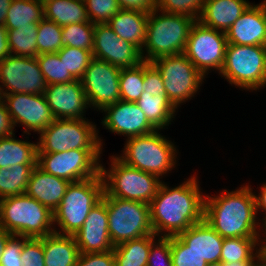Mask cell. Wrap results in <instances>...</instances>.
Segmentation results:
<instances>
[{
  "instance_id": "32",
  "label": "cell",
  "mask_w": 266,
  "mask_h": 266,
  "mask_svg": "<svg viewBox=\"0 0 266 266\" xmlns=\"http://www.w3.org/2000/svg\"><path fill=\"white\" fill-rule=\"evenodd\" d=\"M36 165H14L0 168V199L25 194L30 175Z\"/></svg>"
},
{
  "instance_id": "5",
  "label": "cell",
  "mask_w": 266,
  "mask_h": 266,
  "mask_svg": "<svg viewBox=\"0 0 266 266\" xmlns=\"http://www.w3.org/2000/svg\"><path fill=\"white\" fill-rule=\"evenodd\" d=\"M104 181L101 173L87 180L70 183L62 201L53 212L59 235L74 236L83 226L90 210L102 200Z\"/></svg>"
},
{
  "instance_id": "1",
  "label": "cell",
  "mask_w": 266,
  "mask_h": 266,
  "mask_svg": "<svg viewBox=\"0 0 266 266\" xmlns=\"http://www.w3.org/2000/svg\"><path fill=\"white\" fill-rule=\"evenodd\" d=\"M198 185L196 176L175 188L161 182L149 204L150 221L157 237L163 233V237L178 236L204 220L205 196Z\"/></svg>"
},
{
  "instance_id": "48",
  "label": "cell",
  "mask_w": 266,
  "mask_h": 266,
  "mask_svg": "<svg viewBox=\"0 0 266 266\" xmlns=\"http://www.w3.org/2000/svg\"><path fill=\"white\" fill-rule=\"evenodd\" d=\"M14 124L3 100L0 101V138L14 135Z\"/></svg>"
},
{
  "instance_id": "25",
  "label": "cell",
  "mask_w": 266,
  "mask_h": 266,
  "mask_svg": "<svg viewBox=\"0 0 266 266\" xmlns=\"http://www.w3.org/2000/svg\"><path fill=\"white\" fill-rule=\"evenodd\" d=\"M250 5L246 0H206L198 21L226 32Z\"/></svg>"
},
{
  "instance_id": "58",
  "label": "cell",
  "mask_w": 266,
  "mask_h": 266,
  "mask_svg": "<svg viewBox=\"0 0 266 266\" xmlns=\"http://www.w3.org/2000/svg\"><path fill=\"white\" fill-rule=\"evenodd\" d=\"M264 48L266 49V37H265V40H264Z\"/></svg>"
},
{
  "instance_id": "7",
  "label": "cell",
  "mask_w": 266,
  "mask_h": 266,
  "mask_svg": "<svg viewBox=\"0 0 266 266\" xmlns=\"http://www.w3.org/2000/svg\"><path fill=\"white\" fill-rule=\"evenodd\" d=\"M111 157V169L101 165L103 195L150 204L162 182L160 178L123 163L117 156Z\"/></svg>"
},
{
  "instance_id": "43",
  "label": "cell",
  "mask_w": 266,
  "mask_h": 266,
  "mask_svg": "<svg viewBox=\"0 0 266 266\" xmlns=\"http://www.w3.org/2000/svg\"><path fill=\"white\" fill-rule=\"evenodd\" d=\"M22 266H45L43 237L28 238L21 249Z\"/></svg>"
},
{
  "instance_id": "56",
  "label": "cell",
  "mask_w": 266,
  "mask_h": 266,
  "mask_svg": "<svg viewBox=\"0 0 266 266\" xmlns=\"http://www.w3.org/2000/svg\"><path fill=\"white\" fill-rule=\"evenodd\" d=\"M254 266H266V260H257Z\"/></svg>"
},
{
  "instance_id": "15",
  "label": "cell",
  "mask_w": 266,
  "mask_h": 266,
  "mask_svg": "<svg viewBox=\"0 0 266 266\" xmlns=\"http://www.w3.org/2000/svg\"><path fill=\"white\" fill-rule=\"evenodd\" d=\"M121 69L112 64L93 58L81 79L83 90L89 103L98 110L115 104L121 100L120 77Z\"/></svg>"
},
{
  "instance_id": "41",
  "label": "cell",
  "mask_w": 266,
  "mask_h": 266,
  "mask_svg": "<svg viewBox=\"0 0 266 266\" xmlns=\"http://www.w3.org/2000/svg\"><path fill=\"white\" fill-rule=\"evenodd\" d=\"M89 21L92 24L107 23L120 7L117 0H84Z\"/></svg>"
},
{
  "instance_id": "40",
  "label": "cell",
  "mask_w": 266,
  "mask_h": 266,
  "mask_svg": "<svg viewBox=\"0 0 266 266\" xmlns=\"http://www.w3.org/2000/svg\"><path fill=\"white\" fill-rule=\"evenodd\" d=\"M206 0H157V10L189 16L198 21Z\"/></svg>"
},
{
  "instance_id": "16",
  "label": "cell",
  "mask_w": 266,
  "mask_h": 266,
  "mask_svg": "<svg viewBox=\"0 0 266 266\" xmlns=\"http://www.w3.org/2000/svg\"><path fill=\"white\" fill-rule=\"evenodd\" d=\"M144 92L136 102L148 121L161 130L171 124L176 108L169 101L159 71L148 61H144Z\"/></svg>"
},
{
  "instance_id": "6",
  "label": "cell",
  "mask_w": 266,
  "mask_h": 266,
  "mask_svg": "<svg viewBox=\"0 0 266 266\" xmlns=\"http://www.w3.org/2000/svg\"><path fill=\"white\" fill-rule=\"evenodd\" d=\"M158 131L129 137L123 155L118 158L123 163L153 174L158 178L167 174L176 165L177 151L175 145Z\"/></svg>"
},
{
  "instance_id": "52",
  "label": "cell",
  "mask_w": 266,
  "mask_h": 266,
  "mask_svg": "<svg viewBox=\"0 0 266 266\" xmlns=\"http://www.w3.org/2000/svg\"><path fill=\"white\" fill-rule=\"evenodd\" d=\"M13 235L5 230L1 225H0V256L1 252L5 249L6 244L8 240L12 237Z\"/></svg>"
},
{
  "instance_id": "26",
  "label": "cell",
  "mask_w": 266,
  "mask_h": 266,
  "mask_svg": "<svg viewBox=\"0 0 266 266\" xmlns=\"http://www.w3.org/2000/svg\"><path fill=\"white\" fill-rule=\"evenodd\" d=\"M148 15L149 13L120 9L107 24L117 36L142 50L146 41Z\"/></svg>"
},
{
  "instance_id": "17",
  "label": "cell",
  "mask_w": 266,
  "mask_h": 266,
  "mask_svg": "<svg viewBox=\"0 0 266 266\" xmlns=\"http://www.w3.org/2000/svg\"><path fill=\"white\" fill-rule=\"evenodd\" d=\"M2 100L14 126H25L24 133L31 129L40 134L55 120L43 94L12 93L3 95Z\"/></svg>"
},
{
  "instance_id": "42",
  "label": "cell",
  "mask_w": 266,
  "mask_h": 266,
  "mask_svg": "<svg viewBox=\"0 0 266 266\" xmlns=\"http://www.w3.org/2000/svg\"><path fill=\"white\" fill-rule=\"evenodd\" d=\"M171 257L173 266H207L208 264L178 236L171 237Z\"/></svg>"
},
{
  "instance_id": "22",
  "label": "cell",
  "mask_w": 266,
  "mask_h": 266,
  "mask_svg": "<svg viewBox=\"0 0 266 266\" xmlns=\"http://www.w3.org/2000/svg\"><path fill=\"white\" fill-rule=\"evenodd\" d=\"M225 33L228 44L263 46L266 37V2L250 5Z\"/></svg>"
},
{
  "instance_id": "27",
  "label": "cell",
  "mask_w": 266,
  "mask_h": 266,
  "mask_svg": "<svg viewBox=\"0 0 266 266\" xmlns=\"http://www.w3.org/2000/svg\"><path fill=\"white\" fill-rule=\"evenodd\" d=\"M45 266H76L80 255L74 236L53 233L43 237Z\"/></svg>"
},
{
  "instance_id": "33",
  "label": "cell",
  "mask_w": 266,
  "mask_h": 266,
  "mask_svg": "<svg viewBox=\"0 0 266 266\" xmlns=\"http://www.w3.org/2000/svg\"><path fill=\"white\" fill-rule=\"evenodd\" d=\"M258 242V238H224L220 261L223 263H231L260 260L256 248ZM254 249L256 251L255 254Z\"/></svg>"
},
{
  "instance_id": "20",
  "label": "cell",
  "mask_w": 266,
  "mask_h": 266,
  "mask_svg": "<svg viewBox=\"0 0 266 266\" xmlns=\"http://www.w3.org/2000/svg\"><path fill=\"white\" fill-rule=\"evenodd\" d=\"M43 95L55 119H84L89 103L81 80L47 85Z\"/></svg>"
},
{
  "instance_id": "34",
  "label": "cell",
  "mask_w": 266,
  "mask_h": 266,
  "mask_svg": "<svg viewBox=\"0 0 266 266\" xmlns=\"http://www.w3.org/2000/svg\"><path fill=\"white\" fill-rule=\"evenodd\" d=\"M38 23L17 29H8V43L14 56L37 57Z\"/></svg>"
},
{
  "instance_id": "46",
  "label": "cell",
  "mask_w": 266,
  "mask_h": 266,
  "mask_svg": "<svg viewBox=\"0 0 266 266\" xmlns=\"http://www.w3.org/2000/svg\"><path fill=\"white\" fill-rule=\"evenodd\" d=\"M76 266H115L113 250L103 253H80Z\"/></svg>"
},
{
  "instance_id": "54",
  "label": "cell",
  "mask_w": 266,
  "mask_h": 266,
  "mask_svg": "<svg viewBox=\"0 0 266 266\" xmlns=\"http://www.w3.org/2000/svg\"><path fill=\"white\" fill-rule=\"evenodd\" d=\"M255 264H256L255 261H238V262L225 263V266H254Z\"/></svg>"
},
{
  "instance_id": "38",
  "label": "cell",
  "mask_w": 266,
  "mask_h": 266,
  "mask_svg": "<svg viewBox=\"0 0 266 266\" xmlns=\"http://www.w3.org/2000/svg\"><path fill=\"white\" fill-rule=\"evenodd\" d=\"M62 26L43 18L38 23L37 56L42 53H57L61 46Z\"/></svg>"
},
{
  "instance_id": "11",
  "label": "cell",
  "mask_w": 266,
  "mask_h": 266,
  "mask_svg": "<svg viewBox=\"0 0 266 266\" xmlns=\"http://www.w3.org/2000/svg\"><path fill=\"white\" fill-rule=\"evenodd\" d=\"M150 63L161 74L166 95L176 109L197 93L205 77L184 53L161 56Z\"/></svg>"
},
{
  "instance_id": "30",
  "label": "cell",
  "mask_w": 266,
  "mask_h": 266,
  "mask_svg": "<svg viewBox=\"0 0 266 266\" xmlns=\"http://www.w3.org/2000/svg\"><path fill=\"white\" fill-rule=\"evenodd\" d=\"M156 235H146L116 245L113 249L115 266H147L151 244Z\"/></svg>"
},
{
  "instance_id": "24",
  "label": "cell",
  "mask_w": 266,
  "mask_h": 266,
  "mask_svg": "<svg viewBox=\"0 0 266 266\" xmlns=\"http://www.w3.org/2000/svg\"><path fill=\"white\" fill-rule=\"evenodd\" d=\"M178 237L208 264L220 261L224 238L204 220L192 225Z\"/></svg>"
},
{
  "instance_id": "37",
  "label": "cell",
  "mask_w": 266,
  "mask_h": 266,
  "mask_svg": "<svg viewBox=\"0 0 266 266\" xmlns=\"http://www.w3.org/2000/svg\"><path fill=\"white\" fill-rule=\"evenodd\" d=\"M36 59L47 85L70 83L76 80L57 53H42Z\"/></svg>"
},
{
  "instance_id": "28",
  "label": "cell",
  "mask_w": 266,
  "mask_h": 266,
  "mask_svg": "<svg viewBox=\"0 0 266 266\" xmlns=\"http://www.w3.org/2000/svg\"><path fill=\"white\" fill-rule=\"evenodd\" d=\"M13 136L0 138V168H10L18 164L37 165V144L16 140Z\"/></svg>"
},
{
  "instance_id": "4",
  "label": "cell",
  "mask_w": 266,
  "mask_h": 266,
  "mask_svg": "<svg viewBox=\"0 0 266 266\" xmlns=\"http://www.w3.org/2000/svg\"><path fill=\"white\" fill-rule=\"evenodd\" d=\"M157 12L162 13L156 14ZM196 20L181 14L155 10L148 15L146 41L141 50L143 61L184 53L191 27ZM146 50V56H144ZM144 52V53H143Z\"/></svg>"
},
{
  "instance_id": "35",
  "label": "cell",
  "mask_w": 266,
  "mask_h": 266,
  "mask_svg": "<svg viewBox=\"0 0 266 266\" xmlns=\"http://www.w3.org/2000/svg\"><path fill=\"white\" fill-rule=\"evenodd\" d=\"M144 61L131 68H122L120 71L119 85L121 100L137 102L144 92Z\"/></svg>"
},
{
  "instance_id": "31",
  "label": "cell",
  "mask_w": 266,
  "mask_h": 266,
  "mask_svg": "<svg viewBox=\"0 0 266 266\" xmlns=\"http://www.w3.org/2000/svg\"><path fill=\"white\" fill-rule=\"evenodd\" d=\"M44 18V4L36 0H12L7 12L5 27L17 29L30 26V23H39Z\"/></svg>"
},
{
  "instance_id": "12",
  "label": "cell",
  "mask_w": 266,
  "mask_h": 266,
  "mask_svg": "<svg viewBox=\"0 0 266 266\" xmlns=\"http://www.w3.org/2000/svg\"><path fill=\"white\" fill-rule=\"evenodd\" d=\"M102 149H73L65 152L38 154L37 165L45 172L71 183L100 174L98 162Z\"/></svg>"
},
{
  "instance_id": "39",
  "label": "cell",
  "mask_w": 266,
  "mask_h": 266,
  "mask_svg": "<svg viewBox=\"0 0 266 266\" xmlns=\"http://www.w3.org/2000/svg\"><path fill=\"white\" fill-rule=\"evenodd\" d=\"M66 69L76 79L81 80L90 61L93 59L92 50L65 46L57 52Z\"/></svg>"
},
{
  "instance_id": "18",
  "label": "cell",
  "mask_w": 266,
  "mask_h": 266,
  "mask_svg": "<svg viewBox=\"0 0 266 266\" xmlns=\"http://www.w3.org/2000/svg\"><path fill=\"white\" fill-rule=\"evenodd\" d=\"M93 58L113 66L131 68L143 62L141 50L129 41L117 36L107 24H95Z\"/></svg>"
},
{
  "instance_id": "50",
  "label": "cell",
  "mask_w": 266,
  "mask_h": 266,
  "mask_svg": "<svg viewBox=\"0 0 266 266\" xmlns=\"http://www.w3.org/2000/svg\"><path fill=\"white\" fill-rule=\"evenodd\" d=\"M260 193L259 195L256 196V194L254 195L255 197V205H256V211L259 209H262V211H265L266 213V183L262 185V188H260ZM262 220H266V214H265V218Z\"/></svg>"
},
{
  "instance_id": "8",
  "label": "cell",
  "mask_w": 266,
  "mask_h": 266,
  "mask_svg": "<svg viewBox=\"0 0 266 266\" xmlns=\"http://www.w3.org/2000/svg\"><path fill=\"white\" fill-rule=\"evenodd\" d=\"M219 74L231 85L259 90L266 85V49L260 45L227 44Z\"/></svg>"
},
{
  "instance_id": "10",
  "label": "cell",
  "mask_w": 266,
  "mask_h": 266,
  "mask_svg": "<svg viewBox=\"0 0 266 266\" xmlns=\"http://www.w3.org/2000/svg\"><path fill=\"white\" fill-rule=\"evenodd\" d=\"M108 231L111 242H123L154 234L149 204L106 196Z\"/></svg>"
},
{
  "instance_id": "13",
  "label": "cell",
  "mask_w": 266,
  "mask_h": 266,
  "mask_svg": "<svg viewBox=\"0 0 266 266\" xmlns=\"http://www.w3.org/2000/svg\"><path fill=\"white\" fill-rule=\"evenodd\" d=\"M227 44L225 32L195 21L191 27L184 54L204 76L212 68L220 73Z\"/></svg>"
},
{
  "instance_id": "45",
  "label": "cell",
  "mask_w": 266,
  "mask_h": 266,
  "mask_svg": "<svg viewBox=\"0 0 266 266\" xmlns=\"http://www.w3.org/2000/svg\"><path fill=\"white\" fill-rule=\"evenodd\" d=\"M16 237V235H13L1 252L0 266H22L21 249L28 237H19L22 238V241H19V238Z\"/></svg>"
},
{
  "instance_id": "29",
  "label": "cell",
  "mask_w": 266,
  "mask_h": 266,
  "mask_svg": "<svg viewBox=\"0 0 266 266\" xmlns=\"http://www.w3.org/2000/svg\"><path fill=\"white\" fill-rule=\"evenodd\" d=\"M44 18L59 26L90 22L84 0H50L44 4Z\"/></svg>"
},
{
  "instance_id": "2",
  "label": "cell",
  "mask_w": 266,
  "mask_h": 266,
  "mask_svg": "<svg viewBox=\"0 0 266 266\" xmlns=\"http://www.w3.org/2000/svg\"><path fill=\"white\" fill-rule=\"evenodd\" d=\"M255 197L251 188L223 190L219 196H205L204 221L223 238H258Z\"/></svg>"
},
{
  "instance_id": "47",
  "label": "cell",
  "mask_w": 266,
  "mask_h": 266,
  "mask_svg": "<svg viewBox=\"0 0 266 266\" xmlns=\"http://www.w3.org/2000/svg\"><path fill=\"white\" fill-rule=\"evenodd\" d=\"M120 9L151 13L157 9V0H117Z\"/></svg>"
},
{
  "instance_id": "21",
  "label": "cell",
  "mask_w": 266,
  "mask_h": 266,
  "mask_svg": "<svg viewBox=\"0 0 266 266\" xmlns=\"http://www.w3.org/2000/svg\"><path fill=\"white\" fill-rule=\"evenodd\" d=\"M106 196L91 210L74 235L80 253H103L114 249L108 231Z\"/></svg>"
},
{
  "instance_id": "55",
  "label": "cell",
  "mask_w": 266,
  "mask_h": 266,
  "mask_svg": "<svg viewBox=\"0 0 266 266\" xmlns=\"http://www.w3.org/2000/svg\"><path fill=\"white\" fill-rule=\"evenodd\" d=\"M207 266H225V263H223L222 261H219V262L209 263L207 264Z\"/></svg>"
},
{
  "instance_id": "23",
  "label": "cell",
  "mask_w": 266,
  "mask_h": 266,
  "mask_svg": "<svg viewBox=\"0 0 266 266\" xmlns=\"http://www.w3.org/2000/svg\"><path fill=\"white\" fill-rule=\"evenodd\" d=\"M70 183L45 172L36 165L30 175L25 194L54 212L60 205Z\"/></svg>"
},
{
  "instance_id": "9",
  "label": "cell",
  "mask_w": 266,
  "mask_h": 266,
  "mask_svg": "<svg viewBox=\"0 0 266 266\" xmlns=\"http://www.w3.org/2000/svg\"><path fill=\"white\" fill-rule=\"evenodd\" d=\"M96 125L85 119H55L40 133L38 154L102 149Z\"/></svg>"
},
{
  "instance_id": "14",
  "label": "cell",
  "mask_w": 266,
  "mask_h": 266,
  "mask_svg": "<svg viewBox=\"0 0 266 266\" xmlns=\"http://www.w3.org/2000/svg\"><path fill=\"white\" fill-rule=\"evenodd\" d=\"M0 82L3 84L0 85L2 96L12 93L44 94L47 87L36 57L12 54L0 61Z\"/></svg>"
},
{
  "instance_id": "53",
  "label": "cell",
  "mask_w": 266,
  "mask_h": 266,
  "mask_svg": "<svg viewBox=\"0 0 266 266\" xmlns=\"http://www.w3.org/2000/svg\"><path fill=\"white\" fill-rule=\"evenodd\" d=\"M262 221L264 222V224H263L264 228L263 229H265V231H266V220L265 221L262 220ZM265 235H266V232H265ZM264 240H266V238ZM264 240L261 241L260 243H258V245H257V246H259L262 243V245L259 246L260 248L257 249V253L259 255L260 260H266V241H264Z\"/></svg>"
},
{
  "instance_id": "51",
  "label": "cell",
  "mask_w": 266,
  "mask_h": 266,
  "mask_svg": "<svg viewBox=\"0 0 266 266\" xmlns=\"http://www.w3.org/2000/svg\"><path fill=\"white\" fill-rule=\"evenodd\" d=\"M12 0H0V26L5 25L6 15Z\"/></svg>"
},
{
  "instance_id": "36",
  "label": "cell",
  "mask_w": 266,
  "mask_h": 266,
  "mask_svg": "<svg viewBox=\"0 0 266 266\" xmlns=\"http://www.w3.org/2000/svg\"><path fill=\"white\" fill-rule=\"evenodd\" d=\"M95 24L91 22L74 23L62 26L61 46H71L93 50Z\"/></svg>"
},
{
  "instance_id": "44",
  "label": "cell",
  "mask_w": 266,
  "mask_h": 266,
  "mask_svg": "<svg viewBox=\"0 0 266 266\" xmlns=\"http://www.w3.org/2000/svg\"><path fill=\"white\" fill-rule=\"evenodd\" d=\"M151 244L147 266H173L171 257V237H159ZM159 262V263H157Z\"/></svg>"
},
{
  "instance_id": "57",
  "label": "cell",
  "mask_w": 266,
  "mask_h": 266,
  "mask_svg": "<svg viewBox=\"0 0 266 266\" xmlns=\"http://www.w3.org/2000/svg\"><path fill=\"white\" fill-rule=\"evenodd\" d=\"M38 3H42L45 4L46 2L50 1V0H36Z\"/></svg>"
},
{
  "instance_id": "3",
  "label": "cell",
  "mask_w": 266,
  "mask_h": 266,
  "mask_svg": "<svg viewBox=\"0 0 266 266\" xmlns=\"http://www.w3.org/2000/svg\"><path fill=\"white\" fill-rule=\"evenodd\" d=\"M53 212L26 194L0 199V225L18 237L41 238L55 233Z\"/></svg>"
},
{
  "instance_id": "19",
  "label": "cell",
  "mask_w": 266,
  "mask_h": 266,
  "mask_svg": "<svg viewBox=\"0 0 266 266\" xmlns=\"http://www.w3.org/2000/svg\"><path fill=\"white\" fill-rule=\"evenodd\" d=\"M102 111L107 112L102 121L105 128L127 138L147 135L157 130L136 102L120 100L104 107Z\"/></svg>"
},
{
  "instance_id": "49",
  "label": "cell",
  "mask_w": 266,
  "mask_h": 266,
  "mask_svg": "<svg viewBox=\"0 0 266 266\" xmlns=\"http://www.w3.org/2000/svg\"><path fill=\"white\" fill-rule=\"evenodd\" d=\"M11 54L8 43V29L4 26H0V61H3L7 56Z\"/></svg>"
}]
</instances>
